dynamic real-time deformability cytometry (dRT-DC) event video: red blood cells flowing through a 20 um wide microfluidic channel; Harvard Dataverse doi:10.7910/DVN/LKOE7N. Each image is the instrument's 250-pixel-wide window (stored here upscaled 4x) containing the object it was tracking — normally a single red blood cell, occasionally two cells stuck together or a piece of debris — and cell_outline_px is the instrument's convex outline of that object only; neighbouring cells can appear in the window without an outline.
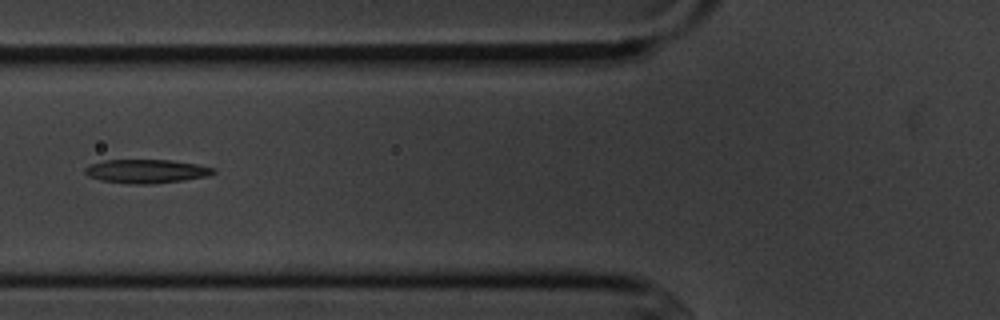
{"species": "common noctule bat (a hibernating species)", "species_latin": "Nyctalus noctula", "temperature_condition": "cold", "stored_images_in_passage": 5, "camera_frame_rate_fps": 3000, "um_per_image_px": 0.085, "animal": {"sex": "male", "body_mass_g": 20.1, "forearm_length_mm": 53.5}, "frame": {"image": 1, "passage_image": 5, "time_ms": 5.333, "image_size_px": [1000, 320], "cell_outline_px": [[216, 172], [208, 176], [184, 180], [152, 184], [132, 184], [100, 180], [88, 176], [84, 172], [84, 168], [92, 164], [104, 160], [172, 160], [196, 164], [212, 168]], "centroid_in_image_um": [12.42, 14.56], "position_along_channel_um": 113.4, "area_um2": 17.69}}